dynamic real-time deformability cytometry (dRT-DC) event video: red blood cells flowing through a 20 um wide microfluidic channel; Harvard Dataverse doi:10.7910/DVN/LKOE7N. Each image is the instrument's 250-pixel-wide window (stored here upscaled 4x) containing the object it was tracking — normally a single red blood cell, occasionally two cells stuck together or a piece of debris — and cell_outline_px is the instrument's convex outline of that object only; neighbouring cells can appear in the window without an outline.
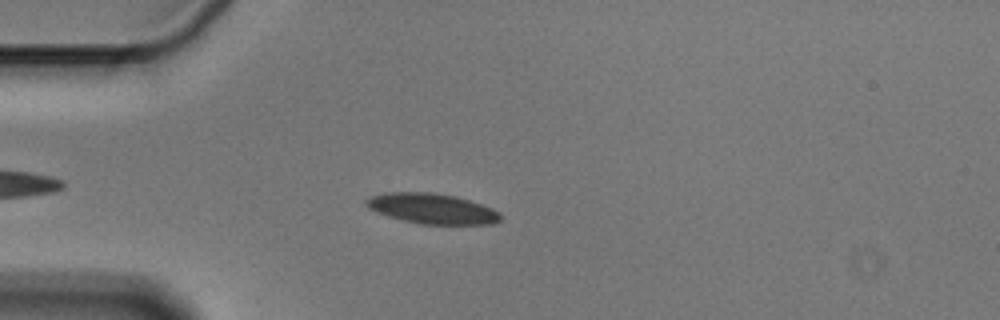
{"species": "Egyptian fruit bat (a non-hibernating species)", "species_latin": "Rousettus aegyptiacus", "temperature_condition": "cold", "stored_images_in_passage": 6, "camera_frame_rate_fps": 3000, "um_per_image_px": 0.085, "animal": {"sex": "male"}, "frame": {"image": 1, "passage_image": 2, "time_ms": 0.333, "image_size_px": [1000, 320], "cell_outline_px": [[500, 220], [492, 224], [420, 224], [388, 216], [376, 212], [368, 208], [364, 204], [364, 200], [372, 196], [384, 192], [432, 192], [456, 196], [492, 208], [500, 212]], "centroid_in_image_um": [36.69, 17.72], "position_along_channel_um": 48.3, "area_um2": 23.7}}
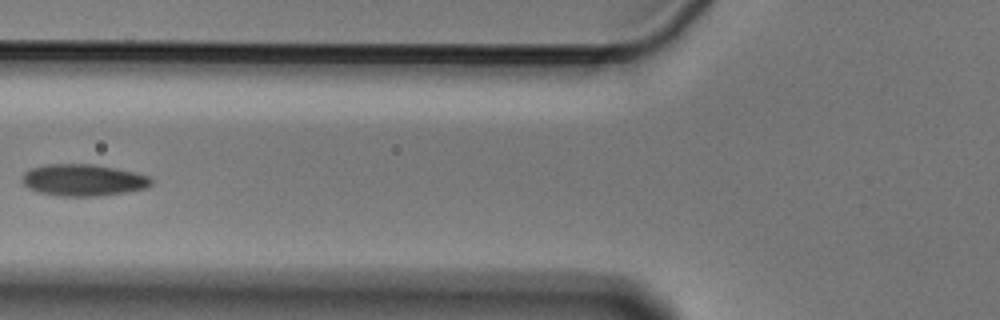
{"frame": {"image": 2, "passage_image": 4, "time_ms": 1.0, "image_size_px": [1000, 320], "cell_outline_px": [[152, 184], [144, 188], [124, 192], [96, 196], [60, 196], [40, 192], [28, 188], [20, 180], [20, 176], [28, 168], [44, 164], [92, 164], [116, 168], [136, 172], [148, 176], [152, 180]], "centroid_in_image_um": [7.01, 15.29], "position_along_channel_um": 118.8, "area_um2": 23.99}}
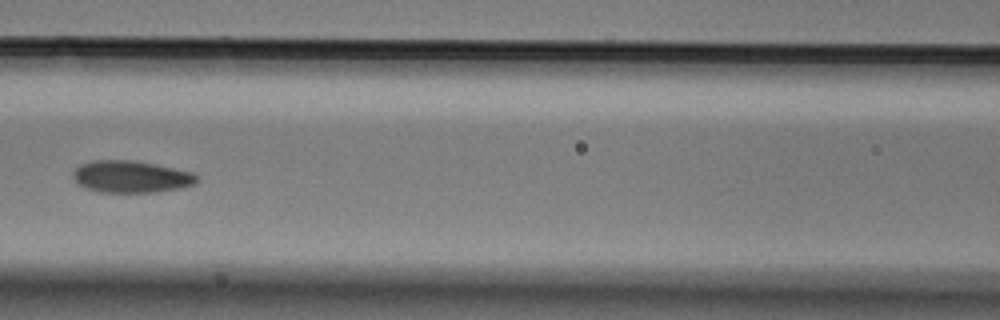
{"frame": {"image": 3, "passage_image": 5, "time_ms": 1.333, "image_size_px": [1000, 320], "cell_outline_px": [[196, 180], [192, 184], [180, 188], [152, 192], [100, 192], [88, 188], [80, 184], [72, 176], [72, 172], [80, 164], [92, 160], [136, 160], [156, 164], [192, 172], [196, 176]], "centroid_in_image_um": [11.1, 15.0], "position_along_channel_um": 155.5, "area_um2": 22.83}}